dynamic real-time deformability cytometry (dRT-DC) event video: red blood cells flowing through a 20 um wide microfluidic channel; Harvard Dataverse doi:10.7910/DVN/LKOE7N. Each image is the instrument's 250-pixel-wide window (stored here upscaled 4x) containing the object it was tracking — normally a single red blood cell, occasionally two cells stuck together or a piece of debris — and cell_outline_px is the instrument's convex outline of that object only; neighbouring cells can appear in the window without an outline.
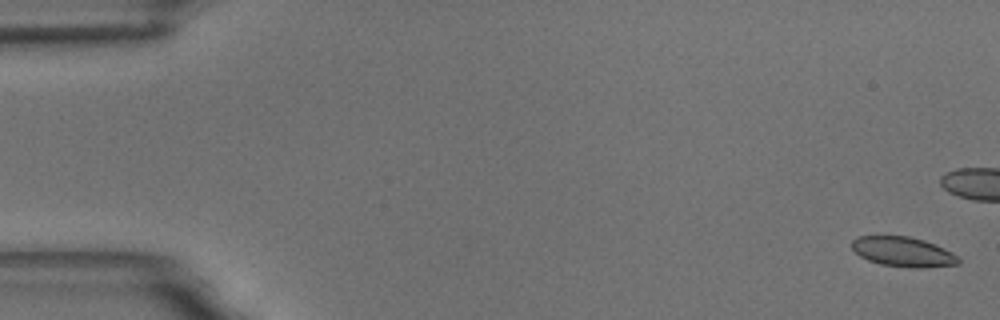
{"species": "common noctule bat (a hibernating species)", "species_latin": "Nyctalus noctula", "temperature_condition": "room temperature", "stored_images_in_passage": 12, "camera_frame_rate_fps": 3000, "um_per_image_px": 0.085, "animal": {"sex": "male", "body_mass_g": 18.8}, "frame": {"image": 1, "passage_image": 1, "time_ms": 0.0, "image_size_px": [1000, 320], "cell_outline_px": [[960, 264], [924, 268], [908, 268], [880, 264], [868, 260], [860, 256], [852, 248], [852, 240], [856, 236], [908, 236], [924, 240], [944, 248], [952, 252], [960, 260]], "centroid_in_image_um": [76.77, 21.41], "position_along_channel_um": 8.2, "area_um2": 18.61}}